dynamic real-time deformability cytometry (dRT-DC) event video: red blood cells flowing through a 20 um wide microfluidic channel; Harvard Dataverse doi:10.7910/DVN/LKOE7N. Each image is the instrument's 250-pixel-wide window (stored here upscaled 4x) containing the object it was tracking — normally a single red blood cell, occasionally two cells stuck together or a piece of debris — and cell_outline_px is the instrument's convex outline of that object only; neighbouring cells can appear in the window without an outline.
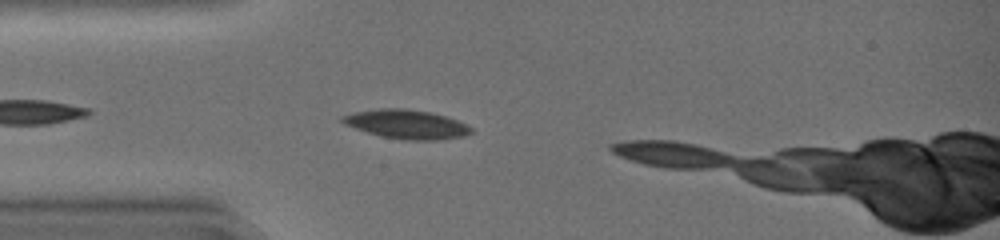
{"species": "common noctule bat (a hibernating species)", "species_latin": "Nyctalus noctula", "temperature_condition": "warm", "stored_images_in_passage": 9, "camera_frame_rate_fps": 3000, "um_per_image_px": 0.085, "animal": {"sex": "female", "body_mass_g": 19.0, "forearm_length_mm": 51.5}, "frame": {"image": 1, "passage_image": 4, "time_ms": 1.0, "image_size_px": [1000, 240], "cell_outline_px": [[472, 132], [464, 136], [436, 140], [404, 140], [380, 136], [344, 124], [340, 120], [340, 116], [356, 112], [376, 108], [404, 108], [432, 112], [456, 120], [472, 128]], "centroid_in_image_um": [34.53, 10.55], "position_along_channel_um": 50.5, "area_um2": 21.68}}